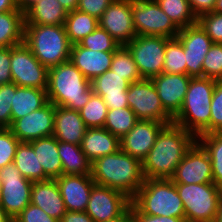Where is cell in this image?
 <instances>
[{
    "label": "cell",
    "mask_w": 222,
    "mask_h": 222,
    "mask_svg": "<svg viewBox=\"0 0 222 222\" xmlns=\"http://www.w3.org/2000/svg\"><path fill=\"white\" fill-rule=\"evenodd\" d=\"M197 137L174 122L166 124L142 161L146 179H170Z\"/></svg>",
    "instance_id": "6da1fadb"
},
{
    "label": "cell",
    "mask_w": 222,
    "mask_h": 222,
    "mask_svg": "<svg viewBox=\"0 0 222 222\" xmlns=\"http://www.w3.org/2000/svg\"><path fill=\"white\" fill-rule=\"evenodd\" d=\"M91 176L100 186L116 189L133 198L144 183L142 162L119 149L91 164Z\"/></svg>",
    "instance_id": "7a4b0ae2"
},
{
    "label": "cell",
    "mask_w": 222,
    "mask_h": 222,
    "mask_svg": "<svg viewBox=\"0 0 222 222\" xmlns=\"http://www.w3.org/2000/svg\"><path fill=\"white\" fill-rule=\"evenodd\" d=\"M48 101L55 106L81 110L94 93L91 81L70 61L48 69Z\"/></svg>",
    "instance_id": "3957f363"
},
{
    "label": "cell",
    "mask_w": 222,
    "mask_h": 222,
    "mask_svg": "<svg viewBox=\"0 0 222 222\" xmlns=\"http://www.w3.org/2000/svg\"><path fill=\"white\" fill-rule=\"evenodd\" d=\"M215 79L191 78L182 108L173 118V122L182 126L196 137L210 133L211 101L215 88Z\"/></svg>",
    "instance_id": "277c9868"
},
{
    "label": "cell",
    "mask_w": 222,
    "mask_h": 222,
    "mask_svg": "<svg viewBox=\"0 0 222 222\" xmlns=\"http://www.w3.org/2000/svg\"><path fill=\"white\" fill-rule=\"evenodd\" d=\"M24 43L48 69L70 60L72 44L64 25L24 24Z\"/></svg>",
    "instance_id": "5b68a950"
},
{
    "label": "cell",
    "mask_w": 222,
    "mask_h": 222,
    "mask_svg": "<svg viewBox=\"0 0 222 222\" xmlns=\"http://www.w3.org/2000/svg\"><path fill=\"white\" fill-rule=\"evenodd\" d=\"M131 203L147 215L185 218L182 199L171 179L145 178Z\"/></svg>",
    "instance_id": "8992f818"
},
{
    "label": "cell",
    "mask_w": 222,
    "mask_h": 222,
    "mask_svg": "<svg viewBox=\"0 0 222 222\" xmlns=\"http://www.w3.org/2000/svg\"><path fill=\"white\" fill-rule=\"evenodd\" d=\"M182 199L186 222H214L222 188L214 183L175 184Z\"/></svg>",
    "instance_id": "52a82bcc"
},
{
    "label": "cell",
    "mask_w": 222,
    "mask_h": 222,
    "mask_svg": "<svg viewBox=\"0 0 222 222\" xmlns=\"http://www.w3.org/2000/svg\"><path fill=\"white\" fill-rule=\"evenodd\" d=\"M169 39L164 36L137 35L125 45L143 79H152L163 73L165 48Z\"/></svg>",
    "instance_id": "ba28073f"
},
{
    "label": "cell",
    "mask_w": 222,
    "mask_h": 222,
    "mask_svg": "<svg viewBox=\"0 0 222 222\" xmlns=\"http://www.w3.org/2000/svg\"><path fill=\"white\" fill-rule=\"evenodd\" d=\"M131 10L137 35L175 38L180 31L155 0H131Z\"/></svg>",
    "instance_id": "9c48e42d"
},
{
    "label": "cell",
    "mask_w": 222,
    "mask_h": 222,
    "mask_svg": "<svg viewBox=\"0 0 222 222\" xmlns=\"http://www.w3.org/2000/svg\"><path fill=\"white\" fill-rule=\"evenodd\" d=\"M12 83L20 87L47 89L48 68L33 55L23 42L10 47Z\"/></svg>",
    "instance_id": "30bf717a"
},
{
    "label": "cell",
    "mask_w": 222,
    "mask_h": 222,
    "mask_svg": "<svg viewBox=\"0 0 222 222\" xmlns=\"http://www.w3.org/2000/svg\"><path fill=\"white\" fill-rule=\"evenodd\" d=\"M0 177V205L14 219L30 204L33 181L24 178L13 162L0 169Z\"/></svg>",
    "instance_id": "8fae6325"
},
{
    "label": "cell",
    "mask_w": 222,
    "mask_h": 222,
    "mask_svg": "<svg viewBox=\"0 0 222 222\" xmlns=\"http://www.w3.org/2000/svg\"><path fill=\"white\" fill-rule=\"evenodd\" d=\"M129 107L138 119L170 124L173 118L164 110L151 79L130 83L127 92Z\"/></svg>",
    "instance_id": "7c38bea8"
},
{
    "label": "cell",
    "mask_w": 222,
    "mask_h": 222,
    "mask_svg": "<svg viewBox=\"0 0 222 222\" xmlns=\"http://www.w3.org/2000/svg\"><path fill=\"white\" fill-rule=\"evenodd\" d=\"M131 205L126 194L106 186L95 184L90 192L85 212L94 222H106L122 215Z\"/></svg>",
    "instance_id": "4fadbf2b"
},
{
    "label": "cell",
    "mask_w": 222,
    "mask_h": 222,
    "mask_svg": "<svg viewBox=\"0 0 222 222\" xmlns=\"http://www.w3.org/2000/svg\"><path fill=\"white\" fill-rule=\"evenodd\" d=\"M170 179L175 184L213 183L210 157L198 141L187 151Z\"/></svg>",
    "instance_id": "5bb4252c"
},
{
    "label": "cell",
    "mask_w": 222,
    "mask_h": 222,
    "mask_svg": "<svg viewBox=\"0 0 222 222\" xmlns=\"http://www.w3.org/2000/svg\"><path fill=\"white\" fill-rule=\"evenodd\" d=\"M181 42L186 59V74L192 78L203 77V60L213 42L197 23L180 29L176 36Z\"/></svg>",
    "instance_id": "9a60e30c"
},
{
    "label": "cell",
    "mask_w": 222,
    "mask_h": 222,
    "mask_svg": "<svg viewBox=\"0 0 222 222\" xmlns=\"http://www.w3.org/2000/svg\"><path fill=\"white\" fill-rule=\"evenodd\" d=\"M98 23L120 45L128 44L137 36L133 24L131 0H114L98 19Z\"/></svg>",
    "instance_id": "2e32d148"
},
{
    "label": "cell",
    "mask_w": 222,
    "mask_h": 222,
    "mask_svg": "<svg viewBox=\"0 0 222 222\" xmlns=\"http://www.w3.org/2000/svg\"><path fill=\"white\" fill-rule=\"evenodd\" d=\"M55 105L47 102L26 116L15 120L9 129L20 142H31L53 135Z\"/></svg>",
    "instance_id": "e0dca14e"
},
{
    "label": "cell",
    "mask_w": 222,
    "mask_h": 222,
    "mask_svg": "<svg viewBox=\"0 0 222 222\" xmlns=\"http://www.w3.org/2000/svg\"><path fill=\"white\" fill-rule=\"evenodd\" d=\"M165 123L139 119L120 139V149L141 162L147 156Z\"/></svg>",
    "instance_id": "ac0fdd59"
},
{
    "label": "cell",
    "mask_w": 222,
    "mask_h": 222,
    "mask_svg": "<svg viewBox=\"0 0 222 222\" xmlns=\"http://www.w3.org/2000/svg\"><path fill=\"white\" fill-rule=\"evenodd\" d=\"M192 77L187 74L161 73L151 80L155 86L164 110L174 118L184 101Z\"/></svg>",
    "instance_id": "d6986e66"
},
{
    "label": "cell",
    "mask_w": 222,
    "mask_h": 222,
    "mask_svg": "<svg viewBox=\"0 0 222 222\" xmlns=\"http://www.w3.org/2000/svg\"><path fill=\"white\" fill-rule=\"evenodd\" d=\"M67 211L85 212L96 184L91 175L62 174L56 178Z\"/></svg>",
    "instance_id": "ffe728a7"
},
{
    "label": "cell",
    "mask_w": 222,
    "mask_h": 222,
    "mask_svg": "<svg viewBox=\"0 0 222 222\" xmlns=\"http://www.w3.org/2000/svg\"><path fill=\"white\" fill-rule=\"evenodd\" d=\"M129 86V81L112 70H107L91 81L93 92L102 97L108 109L129 107L127 100Z\"/></svg>",
    "instance_id": "44dd1931"
},
{
    "label": "cell",
    "mask_w": 222,
    "mask_h": 222,
    "mask_svg": "<svg viewBox=\"0 0 222 222\" xmlns=\"http://www.w3.org/2000/svg\"><path fill=\"white\" fill-rule=\"evenodd\" d=\"M115 51H92L79 43L71 46L70 61L90 81L102 75L110 66Z\"/></svg>",
    "instance_id": "7402d4cb"
},
{
    "label": "cell",
    "mask_w": 222,
    "mask_h": 222,
    "mask_svg": "<svg viewBox=\"0 0 222 222\" xmlns=\"http://www.w3.org/2000/svg\"><path fill=\"white\" fill-rule=\"evenodd\" d=\"M30 203L59 221L67 212L56 179L33 181Z\"/></svg>",
    "instance_id": "603a6c76"
},
{
    "label": "cell",
    "mask_w": 222,
    "mask_h": 222,
    "mask_svg": "<svg viewBox=\"0 0 222 222\" xmlns=\"http://www.w3.org/2000/svg\"><path fill=\"white\" fill-rule=\"evenodd\" d=\"M86 129L79 111L55 106L53 136L58 141L80 145Z\"/></svg>",
    "instance_id": "cb8c5ba5"
},
{
    "label": "cell",
    "mask_w": 222,
    "mask_h": 222,
    "mask_svg": "<svg viewBox=\"0 0 222 222\" xmlns=\"http://www.w3.org/2000/svg\"><path fill=\"white\" fill-rule=\"evenodd\" d=\"M80 147L93 163L102 156L116 153L120 149V139L104 127L87 128Z\"/></svg>",
    "instance_id": "d4e9b609"
},
{
    "label": "cell",
    "mask_w": 222,
    "mask_h": 222,
    "mask_svg": "<svg viewBox=\"0 0 222 222\" xmlns=\"http://www.w3.org/2000/svg\"><path fill=\"white\" fill-rule=\"evenodd\" d=\"M42 165L49 179H56L63 174L61 157L58 153V140L52 135L28 142Z\"/></svg>",
    "instance_id": "484cf974"
},
{
    "label": "cell",
    "mask_w": 222,
    "mask_h": 222,
    "mask_svg": "<svg viewBox=\"0 0 222 222\" xmlns=\"http://www.w3.org/2000/svg\"><path fill=\"white\" fill-rule=\"evenodd\" d=\"M67 14L58 0H40L24 13V24L64 25Z\"/></svg>",
    "instance_id": "4316f807"
},
{
    "label": "cell",
    "mask_w": 222,
    "mask_h": 222,
    "mask_svg": "<svg viewBox=\"0 0 222 222\" xmlns=\"http://www.w3.org/2000/svg\"><path fill=\"white\" fill-rule=\"evenodd\" d=\"M12 123L31 112L42 108L47 102V92L44 89L18 86L11 101Z\"/></svg>",
    "instance_id": "83f0119b"
},
{
    "label": "cell",
    "mask_w": 222,
    "mask_h": 222,
    "mask_svg": "<svg viewBox=\"0 0 222 222\" xmlns=\"http://www.w3.org/2000/svg\"><path fill=\"white\" fill-rule=\"evenodd\" d=\"M58 153L61 157L63 174L91 175V162L80 145L58 141Z\"/></svg>",
    "instance_id": "f1b7e54d"
},
{
    "label": "cell",
    "mask_w": 222,
    "mask_h": 222,
    "mask_svg": "<svg viewBox=\"0 0 222 222\" xmlns=\"http://www.w3.org/2000/svg\"><path fill=\"white\" fill-rule=\"evenodd\" d=\"M24 13H0V47H13L24 42Z\"/></svg>",
    "instance_id": "f546056e"
},
{
    "label": "cell",
    "mask_w": 222,
    "mask_h": 222,
    "mask_svg": "<svg viewBox=\"0 0 222 222\" xmlns=\"http://www.w3.org/2000/svg\"><path fill=\"white\" fill-rule=\"evenodd\" d=\"M14 165L20 170L24 178L31 181L49 179L39 163L32 146L28 142H20L14 156Z\"/></svg>",
    "instance_id": "4dcf8cb0"
},
{
    "label": "cell",
    "mask_w": 222,
    "mask_h": 222,
    "mask_svg": "<svg viewBox=\"0 0 222 222\" xmlns=\"http://www.w3.org/2000/svg\"><path fill=\"white\" fill-rule=\"evenodd\" d=\"M98 19L79 10L70 11L64 23L70 43L77 44L98 27Z\"/></svg>",
    "instance_id": "1f68e13d"
},
{
    "label": "cell",
    "mask_w": 222,
    "mask_h": 222,
    "mask_svg": "<svg viewBox=\"0 0 222 222\" xmlns=\"http://www.w3.org/2000/svg\"><path fill=\"white\" fill-rule=\"evenodd\" d=\"M207 151L212 167L213 183L222 188V133H209L197 137Z\"/></svg>",
    "instance_id": "d6a6232c"
},
{
    "label": "cell",
    "mask_w": 222,
    "mask_h": 222,
    "mask_svg": "<svg viewBox=\"0 0 222 222\" xmlns=\"http://www.w3.org/2000/svg\"><path fill=\"white\" fill-rule=\"evenodd\" d=\"M155 1L179 29L197 24V17L192 12L188 0Z\"/></svg>",
    "instance_id": "836d02e7"
},
{
    "label": "cell",
    "mask_w": 222,
    "mask_h": 222,
    "mask_svg": "<svg viewBox=\"0 0 222 222\" xmlns=\"http://www.w3.org/2000/svg\"><path fill=\"white\" fill-rule=\"evenodd\" d=\"M139 119L130 107L108 109L104 128L121 139Z\"/></svg>",
    "instance_id": "e575fe53"
},
{
    "label": "cell",
    "mask_w": 222,
    "mask_h": 222,
    "mask_svg": "<svg viewBox=\"0 0 222 222\" xmlns=\"http://www.w3.org/2000/svg\"><path fill=\"white\" fill-rule=\"evenodd\" d=\"M110 70L116 72L123 79L130 83L137 82L143 78L139 74L137 65L131 55V52L125 45H121L115 52L110 66Z\"/></svg>",
    "instance_id": "d590c367"
},
{
    "label": "cell",
    "mask_w": 222,
    "mask_h": 222,
    "mask_svg": "<svg viewBox=\"0 0 222 222\" xmlns=\"http://www.w3.org/2000/svg\"><path fill=\"white\" fill-rule=\"evenodd\" d=\"M163 73L186 74V59L183 46L177 37L166 43Z\"/></svg>",
    "instance_id": "8d00e7d4"
},
{
    "label": "cell",
    "mask_w": 222,
    "mask_h": 222,
    "mask_svg": "<svg viewBox=\"0 0 222 222\" xmlns=\"http://www.w3.org/2000/svg\"><path fill=\"white\" fill-rule=\"evenodd\" d=\"M107 111V105L102 97L93 93L79 113L87 128H95L104 127Z\"/></svg>",
    "instance_id": "74e56055"
},
{
    "label": "cell",
    "mask_w": 222,
    "mask_h": 222,
    "mask_svg": "<svg viewBox=\"0 0 222 222\" xmlns=\"http://www.w3.org/2000/svg\"><path fill=\"white\" fill-rule=\"evenodd\" d=\"M79 44L94 51H116L121 45L103 28L98 27Z\"/></svg>",
    "instance_id": "f35d334b"
},
{
    "label": "cell",
    "mask_w": 222,
    "mask_h": 222,
    "mask_svg": "<svg viewBox=\"0 0 222 222\" xmlns=\"http://www.w3.org/2000/svg\"><path fill=\"white\" fill-rule=\"evenodd\" d=\"M203 77L222 80V44L213 43L203 60Z\"/></svg>",
    "instance_id": "ab89813d"
},
{
    "label": "cell",
    "mask_w": 222,
    "mask_h": 222,
    "mask_svg": "<svg viewBox=\"0 0 222 222\" xmlns=\"http://www.w3.org/2000/svg\"><path fill=\"white\" fill-rule=\"evenodd\" d=\"M19 143L9 128L0 129V169L14 161Z\"/></svg>",
    "instance_id": "60d3db41"
},
{
    "label": "cell",
    "mask_w": 222,
    "mask_h": 222,
    "mask_svg": "<svg viewBox=\"0 0 222 222\" xmlns=\"http://www.w3.org/2000/svg\"><path fill=\"white\" fill-rule=\"evenodd\" d=\"M197 23L202 27L213 43L222 44V14L208 12L197 18Z\"/></svg>",
    "instance_id": "b9f144b4"
},
{
    "label": "cell",
    "mask_w": 222,
    "mask_h": 222,
    "mask_svg": "<svg viewBox=\"0 0 222 222\" xmlns=\"http://www.w3.org/2000/svg\"><path fill=\"white\" fill-rule=\"evenodd\" d=\"M17 87L15 83L0 86V127L2 128H9L12 124L11 101Z\"/></svg>",
    "instance_id": "7bdbcfd3"
},
{
    "label": "cell",
    "mask_w": 222,
    "mask_h": 222,
    "mask_svg": "<svg viewBox=\"0 0 222 222\" xmlns=\"http://www.w3.org/2000/svg\"><path fill=\"white\" fill-rule=\"evenodd\" d=\"M210 108V133H222V80H216Z\"/></svg>",
    "instance_id": "ee69618b"
},
{
    "label": "cell",
    "mask_w": 222,
    "mask_h": 222,
    "mask_svg": "<svg viewBox=\"0 0 222 222\" xmlns=\"http://www.w3.org/2000/svg\"><path fill=\"white\" fill-rule=\"evenodd\" d=\"M13 222H60V221L49 216L42 209L30 203L17 215V217L13 219Z\"/></svg>",
    "instance_id": "f6af8a7d"
},
{
    "label": "cell",
    "mask_w": 222,
    "mask_h": 222,
    "mask_svg": "<svg viewBox=\"0 0 222 222\" xmlns=\"http://www.w3.org/2000/svg\"><path fill=\"white\" fill-rule=\"evenodd\" d=\"M114 0H78L77 10L99 19Z\"/></svg>",
    "instance_id": "bcb514c9"
},
{
    "label": "cell",
    "mask_w": 222,
    "mask_h": 222,
    "mask_svg": "<svg viewBox=\"0 0 222 222\" xmlns=\"http://www.w3.org/2000/svg\"><path fill=\"white\" fill-rule=\"evenodd\" d=\"M10 47H0V86L12 83Z\"/></svg>",
    "instance_id": "7dc6e473"
},
{
    "label": "cell",
    "mask_w": 222,
    "mask_h": 222,
    "mask_svg": "<svg viewBox=\"0 0 222 222\" xmlns=\"http://www.w3.org/2000/svg\"><path fill=\"white\" fill-rule=\"evenodd\" d=\"M130 206L135 222H186V218L147 215L141 213L132 203Z\"/></svg>",
    "instance_id": "c3c4849f"
},
{
    "label": "cell",
    "mask_w": 222,
    "mask_h": 222,
    "mask_svg": "<svg viewBox=\"0 0 222 222\" xmlns=\"http://www.w3.org/2000/svg\"><path fill=\"white\" fill-rule=\"evenodd\" d=\"M190 3V7L192 12L198 18L201 14H205L208 12H213L216 0H188Z\"/></svg>",
    "instance_id": "681fc988"
},
{
    "label": "cell",
    "mask_w": 222,
    "mask_h": 222,
    "mask_svg": "<svg viewBox=\"0 0 222 222\" xmlns=\"http://www.w3.org/2000/svg\"><path fill=\"white\" fill-rule=\"evenodd\" d=\"M60 222H94L86 212L67 211Z\"/></svg>",
    "instance_id": "f907efd6"
},
{
    "label": "cell",
    "mask_w": 222,
    "mask_h": 222,
    "mask_svg": "<svg viewBox=\"0 0 222 222\" xmlns=\"http://www.w3.org/2000/svg\"><path fill=\"white\" fill-rule=\"evenodd\" d=\"M9 11H20L17 8L16 0H0V13Z\"/></svg>",
    "instance_id": "816d5d0a"
},
{
    "label": "cell",
    "mask_w": 222,
    "mask_h": 222,
    "mask_svg": "<svg viewBox=\"0 0 222 222\" xmlns=\"http://www.w3.org/2000/svg\"><path fill=\"white\" fill-rule=\"evenodd\" d=\"M133 219L131 206L120 216L107 220L106 222H130Z\"/></svg>",
    "instance_id": "f5cc1de1"
},
{
    "label": "cell",
    "mask_w": 222,
    "mask_h": 222,
    "mask_svg": "<svg viewBox=\"0 0 222 222\" xmlns=\"http://www.w3.org/2000/svg\"><path fill=\"white\" fill-rule=\"evenodd\" d=\"M40 0H16L17 8L25 13L32 5Z\"/></svg>",
    "instance_id": "db71d44e"
},
{
    "label": "cell",
    "mask_w": 222,
    "mask_h": 222,
    "mask_svg": "<svg viewBox=\"0 0 222 222\" xmlns=\"http://www.w3.org/2000/svg\"><path fill=\"white\" fill-rule=\"evenodd\" d=\"M58 1L68 12L74 11L78 7V0H58Z\"/></svg>",
    "instance_id": "11a10c76"
},
{
    "label": "cell",
    "mask_w": 222,
    "mask_h": 222,
    "mask_svg": "<svg viewBox=\"0 0 222 222\" xmlns=\"http://www.w3.org/2000/svg\"><path fill=\"white\" fill-rule=\"evenodd\" d=\"M0 222H13V219L5 212L0 205Z\"/></svg>",
    "instance_id": "9f6ffc18"
},
{
    "label": "cell",
    "mask_w": 222,
    "mask_h": 222,
    "mask_svg": "<svg viewBox=\"0 0 222 222\" xmlns=\"http://www.w3.org/2000/svg\"><path fill=\"white\" fill-rule=\"evenodd\" d=\"M214 222H222V196L219 201L218 211Z\"/></svg>",
    "instance_id": "6f0895ef"
},
{
    "label": "cell",
    "mask_w": 222,
    "mask_h": 222,
    "mask_svg": "<svg viewBox=\"0 0 222 222\" xmlns=\"http://www.w3.org/2000/svg\"><path fill=\"white\" fill-rule=\"evenodd\" d=\"M213 12L222 14V0H216V5Z\"/></svg>",
    "instance_id": "680465c9"
},
{
    "label": "cell",
    "mask_w": 222,
    "mask_h": 222,
    "mask_svg": "<svg viewBox=\"0 0 222 222\" xmlns=\"http://www.w3.org/2000/svg\"><path fill=\"white\" fill-rule=\"evenodd\" d=\"M1 184H2V181H1V177H0V200H1Z\"/></svg>",
    "instance_id": "91938a15"
}]
</instances>
